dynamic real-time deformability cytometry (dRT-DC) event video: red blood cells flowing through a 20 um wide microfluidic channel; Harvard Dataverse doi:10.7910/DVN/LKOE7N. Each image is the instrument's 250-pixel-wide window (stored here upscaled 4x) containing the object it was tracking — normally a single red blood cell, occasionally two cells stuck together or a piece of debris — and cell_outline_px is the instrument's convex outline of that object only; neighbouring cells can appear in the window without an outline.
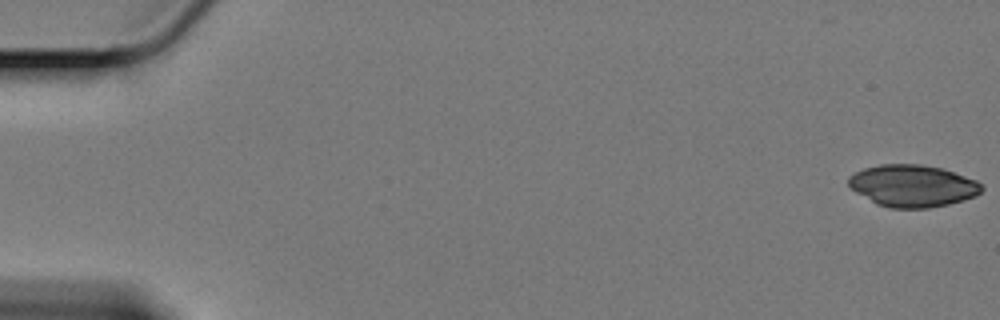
{"species": "Egyptian fruit bat (a non-hibernating species)", "species_latin": "Rousettus aegyptiacus", "temperature_condition": "cold", "stored_images_in_passage": 58, "camera_frame_rate_fps": 3000, "um_per_image_px": 0.085, "animal": {"sex": "female"}, "frame": {"image": 1, "passage_image": 1, "time_ms": 0.0, "image_size_px": [1000, 320], "cell_outline_px": [[984, 188], [976, 196], [964, 200], [948, 204], [928, 208], [888, 208], [876, 204], [856, 192], [848, 184], [848, 176], [864, 168], [880, 164], [920, 164], [940, 168], [976, 180]], "centroid_in_image_um": [77.55, 15.8], "position_along_channel_um": 7.4, "area_um2": 32.48}}